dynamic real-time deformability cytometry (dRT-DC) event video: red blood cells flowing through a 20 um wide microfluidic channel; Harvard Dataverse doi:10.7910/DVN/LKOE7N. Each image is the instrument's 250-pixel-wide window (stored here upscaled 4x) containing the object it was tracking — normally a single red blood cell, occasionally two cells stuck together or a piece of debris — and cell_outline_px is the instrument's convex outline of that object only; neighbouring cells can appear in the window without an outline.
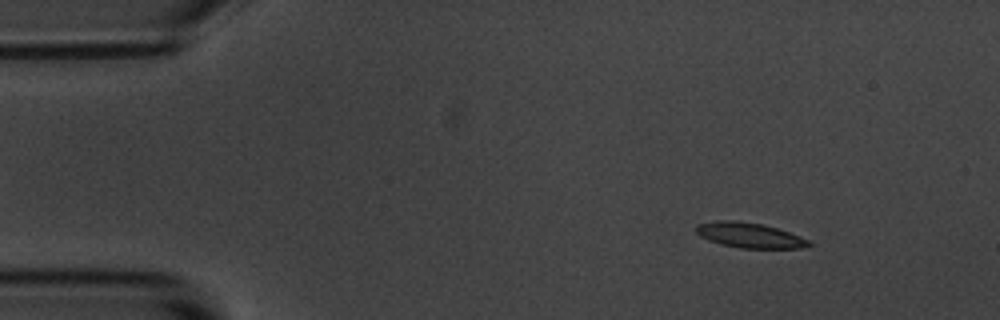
{"species": "common noctule bat (a hibernating species)", "species_latin": "Nyctalus noctula", "temperature_condition": "room temperature", "stored_images_in_passage": 4, "camera_frame_rate_fps": 3000, "um_per_image_px": 0.085, "animal": {"sex": "male", "body_mass_g": 20.1, "forearm_length_mm": 53.5}, "frame": {"image": 1, "passage_image": 2, "time_ms": 1.0, "image_size_px": [1000, 320], "cell_outline_px": [[812, 244], [800, 248], [740, 248], [720, 244], [708, 240], [700, 236], [696, 232], [696, 224], [716, 220], [736, 220], [764, 224], [812, 240]], "centroid_in_image_um": [63.69, 19.99], "position_along_channel_um": 21.3, "area_um2": 16.65}}